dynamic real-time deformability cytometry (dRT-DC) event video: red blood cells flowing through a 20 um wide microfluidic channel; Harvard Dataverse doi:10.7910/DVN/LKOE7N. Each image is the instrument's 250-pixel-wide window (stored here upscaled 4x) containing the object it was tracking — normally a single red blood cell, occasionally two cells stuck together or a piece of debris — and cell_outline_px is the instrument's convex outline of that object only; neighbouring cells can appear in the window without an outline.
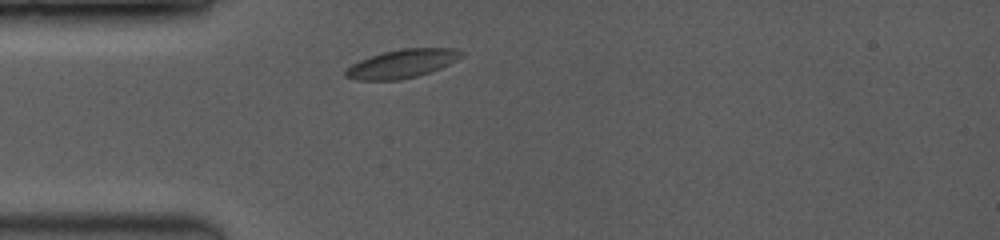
{"species": "common noctule bat (a hibernating species)", "species_latin": "Nyctalus noctula", "temperature_condition": "room temperature", "stored_images_in_passage": 2, "camera_frame_rate_fps": 3500, "um_per_image_px": 0.085, "animal": {"sex": "female", "body_mass_g": 19.0, "forearm_length_mm": 53.3}, "frame": {"image": 1, "passage_image": 1, "time_ms": 0.0, "image_size_px": [1000, 240], "cell_outline_px": [[464, 52], [456, 60], [440, 68], [416, 76], [400, 80], [356, 80], [344, 76], [344, 72], [352, 64], [360, 60], [384, 52], [400, 48], [452, 48]], "centroid_in_image_um": [34.14, 5.41], "position_along_channel_um": 50.9, "area_um2": 18.96}}